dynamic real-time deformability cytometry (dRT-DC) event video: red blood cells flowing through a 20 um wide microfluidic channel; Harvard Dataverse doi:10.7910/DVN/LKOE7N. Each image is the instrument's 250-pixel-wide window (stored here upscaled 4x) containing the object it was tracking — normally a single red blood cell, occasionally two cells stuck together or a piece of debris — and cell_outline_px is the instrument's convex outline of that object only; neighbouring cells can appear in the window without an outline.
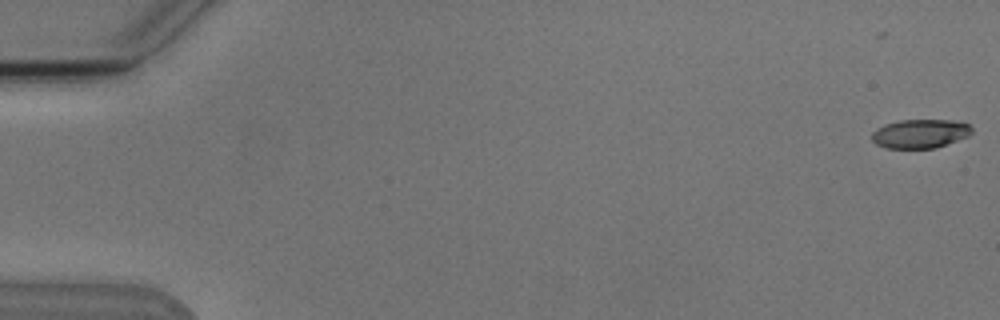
{"species": "Egyptian fruit bat (a non-hibernating species)", "species_latin": "Rousettus aegyptiacus", "temperature_condition": "cold", "stored_images_in_passage": 2, "segment_of_instrument_passage": [2, 2], "camera_frame_rate_fps": 3000, "um_per_image_px": 0.085, "animal": {"sex": "male"}, "frame": {"image": 1, "passage_image": 2, "time_ms": 1.333, "image_size_px": [1000, 320], "cell_outline_px": [[972, 132], [968, 136], [936, 148], [888, 148], [876, 144], [872, 140], [872, 132], [876, 128], [884, 124], [900, 120], [952, 120], [968, 124], [972, 128]], "centroid_in_image_um": [78.2, 11.36], "position_along_channel_um": 6.8, "area_um2": 16.82}}